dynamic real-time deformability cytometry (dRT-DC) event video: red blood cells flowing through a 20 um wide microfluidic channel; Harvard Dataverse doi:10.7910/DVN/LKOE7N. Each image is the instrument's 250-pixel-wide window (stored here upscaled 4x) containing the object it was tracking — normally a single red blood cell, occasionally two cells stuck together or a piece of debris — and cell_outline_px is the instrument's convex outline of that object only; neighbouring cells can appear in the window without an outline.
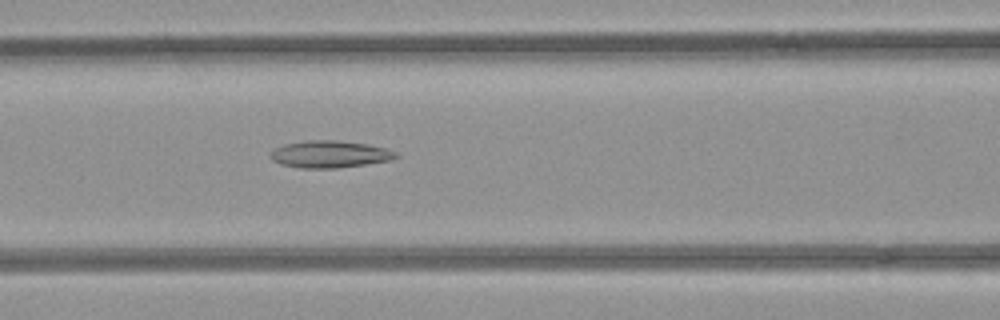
{"species": "common noctule bat (a hibernating species)", "species_latin": "Nyctalus noctula", "temperature_condition": "room temperature", "stored_images_in_passage": 53, "camera_frame_rate_fps": 3000, "um_per_image_px": 0.085, "animal": {"sex": "female", "body_mass_g": 21.9}, "frame": {"image": 1, "passage_image": 23, "time_ms": 7.333, "image_size_px": [1000, 320], "cell_outline_px": [[400, 156], [388, 160], [364, 164], [336, 168], [300, 168], [280, 164], [272, 160], [268, 156], [276, 148], [284, 144], [304, 140], [336, 140], [368, 144], [384, 148], [396, 152]], "centroid_in_image_um": [27.98, 13.1], "position_along_channel_um": 138.6, "area_um2": 19.71}}
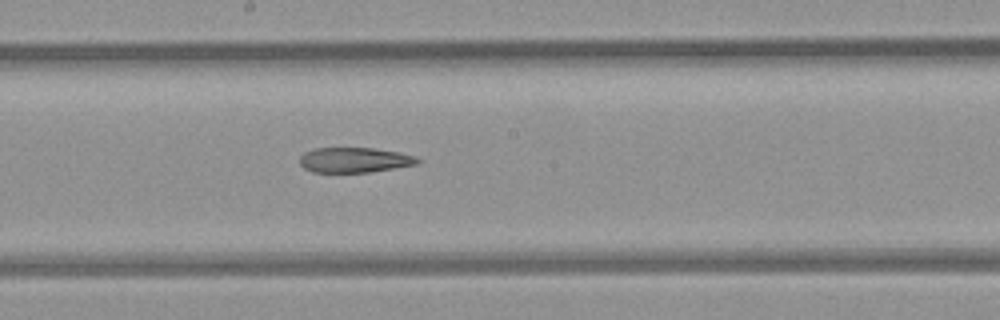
{"frame": {"image": 2, "passage_image": 29, "time_ms": 9.333, "image_size_px": [1000, 320], "cell_outline_px": [[420, 160], [416, 164], [368, 172], [312, 172], [304, 168], [300, 164], [300, 156], [304, 152], [316, 148], [372, 148], [400, 152], [416, 156]], "centroid_in_image_um": [30.1, 13.59], "position_along_channel_um": 218.1, "area_um2": 17.11}}
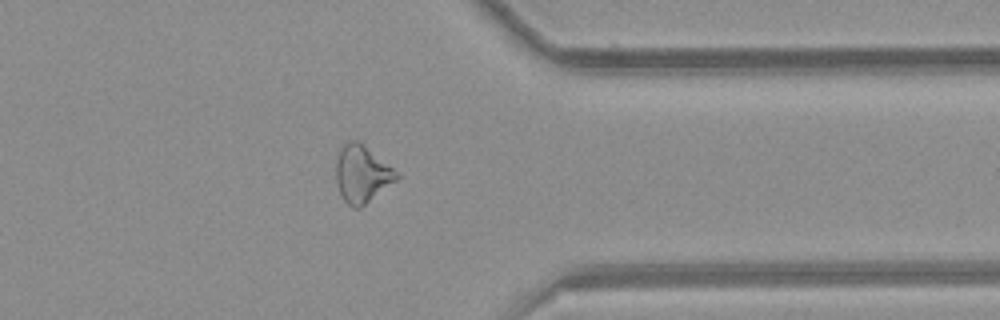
{"frame": {"image": 3, "passage_image": 42, "time_ms": 13.667, "image_size_px": [1000, 320], "cell_outline_px": [[400, 176], [396, 180], [360, 208], [352, 208], [344, 200], [336, 184], [336, 160], [340, 148], [348, 140], [356, 140], [364, 144], [392, 168]], "centroid_in_image_um": [30.73, 14.78], "position_along_channel_um": 380.7, "area_um2": 19.94}, "authors_computed_cell_mechanics": {"area_um2": 21.5016, "velocity_mm_per_s": 3.9748, "shape_relaxation_time_tau1_ms": null, "shape_relaxation_time_tau2_ms": 8.7211, "deformation_change_tau1": null, "deformation_change_tau2": 0.2321}}